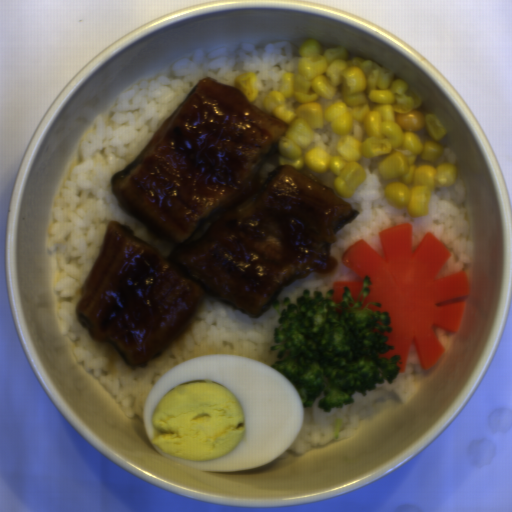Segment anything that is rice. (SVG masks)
Wrapping results in <instances>:
<instances>
[{
  "label": "rice",
  "mask_w": 512,
  "mask_h": 512,
  "mask_svg": "<svg viewBox=\"0 0 512 512\" xmlns=\"http://www.w3.org/2000/svg\"><path fill=\"white\" fill-rule=\"evenodd\" d=\"M299 50L283 41L196 50L157 78L129 85L118 94L111 114L98 118L81 142L82 158L65 177L47 249L57 255L53 284L60 330L73 344L77 362L99 380L125 417H137L145 425V403L154 385L168 371L191 359L232 354L272 366L276 356L271 348L280 315L271 304L259 318L245 316L207 294L182 334L156 359L143 365L127 364L109 342L93 340L76 312L111 221L127 225L161 254L171 251L165 236L121 208L112 176L128 167L149 145L200 79L211 77L234 87L236 77L254 72L258 95L250 102L265 112L267 95L280 90L284 74L297 71L302 57Z\"/></svg>",
  "instance_id": "652b925c"
},
{
  "label": "rice",
  "mask_w": 512,
  "mask_h": 512,
  "mask_svg": "<svg viewBox=\"0 0 512 512\" xmlns=\"http://www.w3.org/2000/svg\"><path fill=\"white\" fill-rule=\"evenodd\" d=\"M381 156L360 157L357 162L367 177L351 197H343L359 213L349 224L338 229L329 245L330 256L336 260L335 268L326 274L310 273L285 289L276 300L289 298L293 303L309 293L332 291L337 282H359V275L343 263V253L354 243L363 240L380 255L382 253L380 232L391 227L409 223L412 249L418 247L428 232L438 238L451 257L437 279L465 272L470 280L472 272L471 232L464 202L467 194L465 183L455 178L454 185L447 189L431 191L424 218H412L409 212L399 210L387 201L384 190L390 181L378 171Z\"/></svg>",
  "instance_id": "023b6e5f"
},
{
  "label": "rice",
  "mask_w": 512,
  "mask_h": 512,
  "mask_svg": "<svg viewBox=\"0 0 512 512\" xmlns=\"http://www.w3.org/2000/svg\"><path fill=\"white\" fill-rule=\"evenodd\" d=\"M415 346H411L405 372L398 374L391 384H375L374 391L365 396L355 393L351 404L324 412L318 408L323 394L317 396L312 406L304 407L300 431L288 449L274 460L288 455H301L321 448L333 441L348 438L359 431L363 420L375 413V404L384 401L408 402L416 390V376L425 372Z\"/></svg>",
  "instance_id": "8eca5e8b"
},
{
  "label": "rice",
  "mask_w": 512,
  "mask_h": 512,
  "mask_svg": "<svg viewBox=\"0 0 512 512\" xmlns=\"http://www.w3.org/2000/svg\"><path fill=\"white\" fill-rule=\"evenodd\" d=\"M313 140L307 147L306 151H312L316 148H320L324 153L332 156H337L339 136L333 132L332 125L327 122L322 128H316L312 131Z\"/></svg>",
  "instance_id": "acb35da6"
},
{
  "label": "rice",
  "mask_w": 512,
  "mask_h": 512,
  "mask_svg": "<svg viewBox=\"0 0 512 512\" xmlns=\"http://www.w3.org/2000/svg\"><path fill=\"white\" fill-rule=\"evenodd\" d=\"M279 143L280 142L278 141L261 162V166H260V170H259V174H258L260 182H264L275 169H277L278 167L284 166V165H281L278 161V145H279Z\"/></svg>",
  "instance_id": "b023fe2a"
},
{
  "label": "rice",
  "mask_w": 512,
  "mask_h": 512,
  "mask_svg": "<svg viewBox=\"0 0 512 512\" xmlns=\"http://www.w3.org/2000/svg\"><path fill=\"white\" fill-rule=\"evenodd\" d=\"M299 170H301L305 174L309 175L310 177L314 178L318 182L324 184L325 186H327L335 191L334 182L337 178V175L335 173H331L329 171H325L324 173H314L312 170H310L305 165Z\"/></svg>",
  "instance_id": "e3fd555f"
},
{
  "label": "rice",
  "mask_w": 512,
  "mask_h": 512,
  "mask_svg": "<svg viewBox=\"0 0 512 512\" xmlns=\"http://www.w3.org/2000/svg\"><path fill=\"white\" fill-rule=\"evenodd\" d=\"M442 148H443L442 155L437 160L436 163L437 164L451 163L452 165L456 166V164H457V162L459 160L457 153L454 152L453 150L449 149L446 146H442Z\"/></svg>",
  "instance_id": "a3056103"
},
{
  "label": "rice",
  "mask_w": 512,
  "mask_h": 512,
  "mask_svg": "<svg viewBox=\"0 0 512 512\" xmlns=\"http://www.w3.org/2000/svg\"><path fill=\"white\" fill-rule=\"evenodd\" d=\"M435 335L441 341L443 348L445 350L451 340L452 332H448L442 328H437L435 329Z\"/></svg>",
  "instance_id": "f2f60c81"
}]
</instances>
